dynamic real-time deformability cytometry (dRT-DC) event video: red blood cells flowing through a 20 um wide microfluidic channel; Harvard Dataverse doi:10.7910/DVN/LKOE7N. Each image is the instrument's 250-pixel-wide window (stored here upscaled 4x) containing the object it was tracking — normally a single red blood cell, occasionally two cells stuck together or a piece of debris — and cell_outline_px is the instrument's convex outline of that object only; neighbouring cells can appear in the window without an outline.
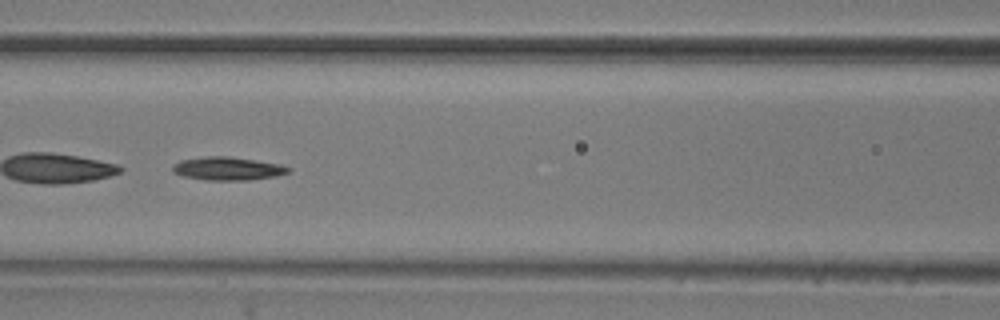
{"species": "common noctule bat (a hibernating species)", "species_latin": "Nyctalus noctula", "temperature_condition": "room temperature", "stored_images_in_passage": 35, "camera_frame_rate_fps": 3000, "um_per_image_px": 0.085, "animal": {"sex": "male", "body_mass_g": 20.5, "forearm_length_mm": 52.5}, "frame": {"image": 1, "passage_image": 10, "time_ms": 3.0, "image_size_px": [1000, 320], "cell_outline_px": [[292, 168], [288, 172], [276, 176], [248, 180], [204, 180], [184, 176], [172, 172], [172, 168], [180, 160], [204, 156], [228, 156], [280, 164]], "centroid_in_image_um": [19.35, 14.33], "position_along_channel_um": 147.3, "area_um2": 15.61}}